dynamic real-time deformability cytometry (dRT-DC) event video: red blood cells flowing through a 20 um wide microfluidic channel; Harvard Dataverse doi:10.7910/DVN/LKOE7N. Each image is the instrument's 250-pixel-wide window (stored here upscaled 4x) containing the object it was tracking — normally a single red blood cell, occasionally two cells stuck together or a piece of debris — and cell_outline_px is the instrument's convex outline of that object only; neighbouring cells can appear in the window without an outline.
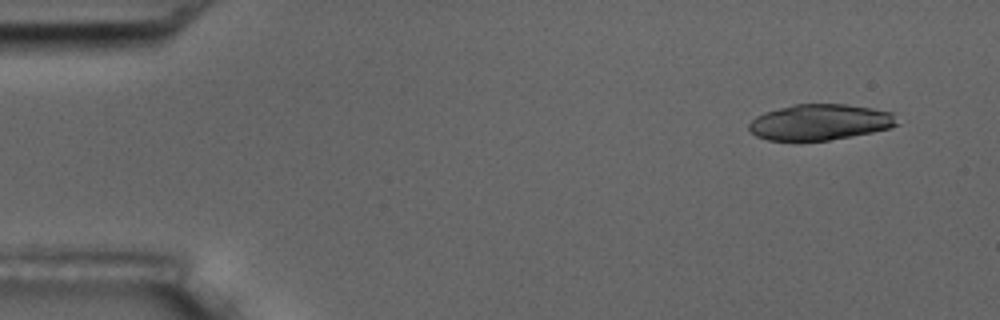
{"species": "common noctule bat (a hibernating species)", "species_latin": "Nyctalus noctula", "temperature_condition": "room temperature", "stored_images_in_passage": 5, "camera_frame_rate_fps": 3000, "um_per_image_px": 0.085, "animal": {"sex": "male", "body_mass_g": 17.5, "forearm_length_mm": 52.3}, "frame": {"image": 1, "passage_image": 1, "time_ms": 0.0, "image_size_px": [1000, 320], "cell_outline_px": [[900, 124], [892, 128], [872, 132], [828, 140], [768, 140], [756, 136], [748, 128], [748, 124], [756, 116], [764, 112], [792, 104], [848, 104], [872, 108], [892, 112]], "centroid_in_image_um": [69.71, 10.37], "position_along_channel_um": 15.3, "area_um2": 31.04}}
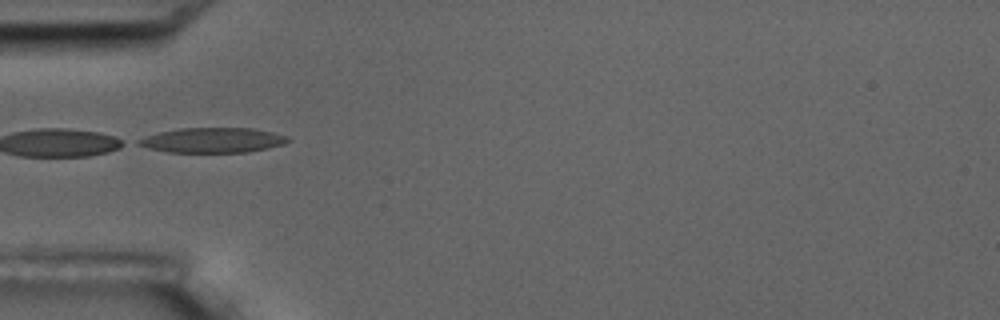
{"frame": {"image": 2, "passage_image": 5, "time_ms": 4.667, "image_size_px": [1000, 320], "cell_outline_px": [[292, 140], [284, 144], [268, 148], [248, 152], [168, 152], [148, 148], [136, 144], [136, 140], [160, 132], [180, 128], [252, 128], [272, 132], [288, 136]], "centroid_in_image_um": [18.11, 11.92], "position_along_channel_um": 66.9, "area_um2": 21.73}}